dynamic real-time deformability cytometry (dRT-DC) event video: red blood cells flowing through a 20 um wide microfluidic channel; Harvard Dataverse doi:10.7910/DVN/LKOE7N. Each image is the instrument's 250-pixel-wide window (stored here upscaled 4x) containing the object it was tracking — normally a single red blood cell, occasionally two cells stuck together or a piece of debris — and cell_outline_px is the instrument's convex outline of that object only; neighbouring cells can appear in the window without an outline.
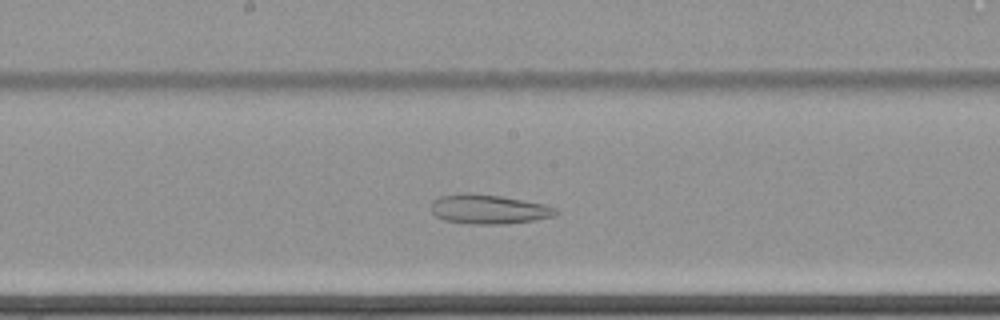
{"species": "common noctule bat (a hibernating species)", "species_latin": "Nyctalus noctula", "temperature_condition": "cold", "stored_images_in_passage": 63, "camera_frame_rate_fps": 3000, "um_per_image_px": 0.085, "animal": {"sex": "female", "body_mass_g": 22.7, "forearm_length_mm": 54.2}, "frame": {"image": 1, "passage_image": 36, "time_ms": 11.667, "image_size_px": [1000, 320], "cell_outline_px": [[560, 212], [556, 216], [532, 220], [504, 224], [468, 224], [444, 220], [436, 216], [432, 212], [432, 200], [440, 196], [468, 192], [500, 196], [544, 204], [556, 208]], "centroid_in_image_um": [41.53, 17.78], "position_along_channel_um": 206.7, "area_um2": 21.39}}
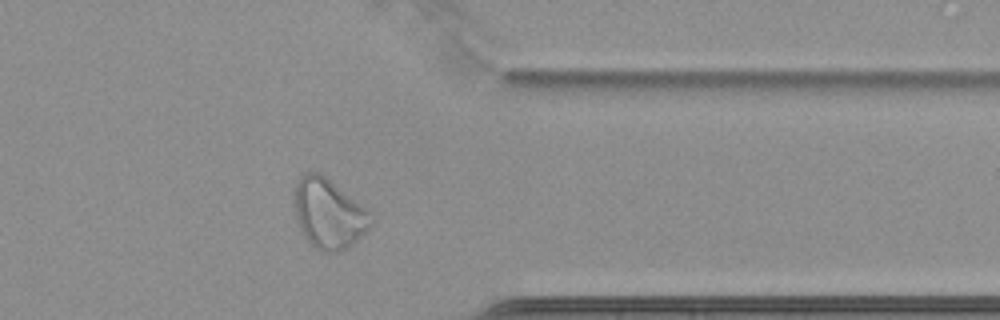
{"frame": {"image": 2, "passage_image": 52, "time_ms": 17.0, "image_size_px": [1000, 320], "cell_outline_px": [[376, 220], [368, 232], [348, 248], [340, 252], [320, 252], [304, 236], [296, 220], [292, 204], [292, 196], [296, 184], [300, 176], [304, 172], [320, 172], [368, 208], [372, 212]], "centroid_in_image_um": [27.97, 18.16], "position_along_channel_um": 383.4, "area_um2": 32.31}}
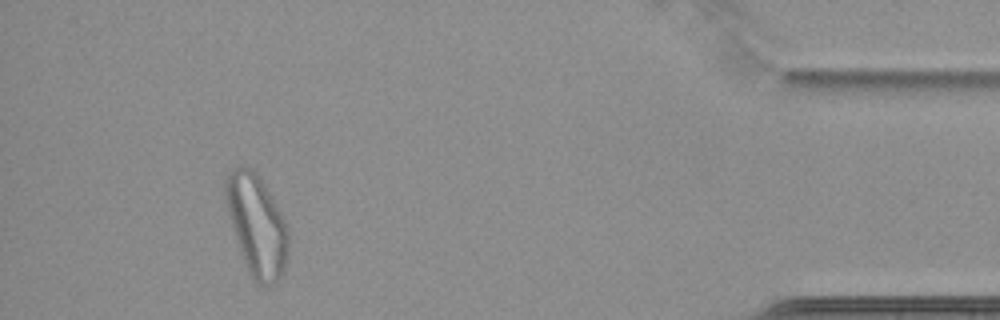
{"frame": {"image": 3, "passage_image": 59, "time_ms": 19.333, "image_size_px": [1000, 320], "cell_outline_px": [[288, 252], [284, 272], [272, 284], [260, 284], [248, 272], [228, 212], [224, 196], [224, 180], [228, 172], [232, 168], [240, 164], [252, 168], [256, 172], [264, 184], [284, 216], [288, 224]], "centroid_in_image_um": [21.83, 19.07], "position_along_channel_um": 413.4, "area_um2": 36.82}}